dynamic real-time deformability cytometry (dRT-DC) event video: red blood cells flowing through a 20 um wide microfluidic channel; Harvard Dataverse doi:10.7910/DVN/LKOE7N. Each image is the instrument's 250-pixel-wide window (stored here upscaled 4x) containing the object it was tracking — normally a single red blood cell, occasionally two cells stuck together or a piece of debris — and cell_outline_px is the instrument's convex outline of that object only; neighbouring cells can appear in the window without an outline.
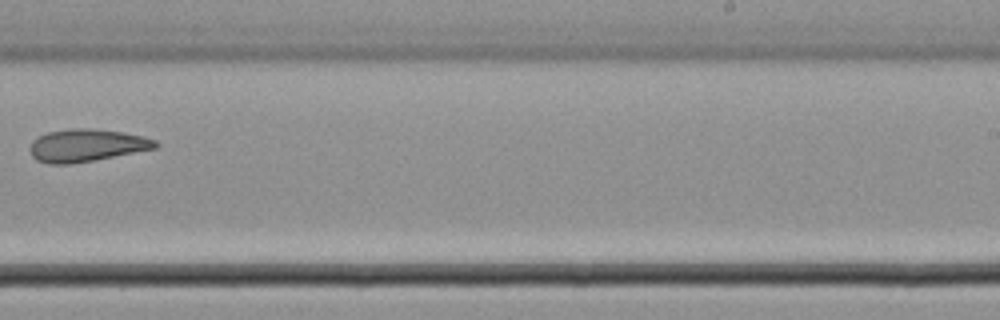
{"species": "common noctule bat (a hibernating species)", "species_latin": "Nyctalus noctula", "temperature_condition": "cold", "stored_images_in_passage": 7, "camera_frame_rate_fps": 3000, "um_per_image_px": 0.085, "animal": {"sex": "male", "body_mass_g": 21.5, "forearm_length_mm": 52.0}, "frame": {"image": 1, "passage_image": 7, "time_ms": 2.0, "image_size_px": [1000, 320], "cell_outline_px": [[160, 144], [156, 148], [72, 164], [48, 164], [36, 160], [32, 156], [28, 148], [32, 140], [48, 132], [68, 128], [88, 128], [120, 132], [144, 136], [156, 140]], "centroid_in_image_um": [7.32, 12.36], "position_along_channel_um": 281.7, "area_um2": 23.81}}